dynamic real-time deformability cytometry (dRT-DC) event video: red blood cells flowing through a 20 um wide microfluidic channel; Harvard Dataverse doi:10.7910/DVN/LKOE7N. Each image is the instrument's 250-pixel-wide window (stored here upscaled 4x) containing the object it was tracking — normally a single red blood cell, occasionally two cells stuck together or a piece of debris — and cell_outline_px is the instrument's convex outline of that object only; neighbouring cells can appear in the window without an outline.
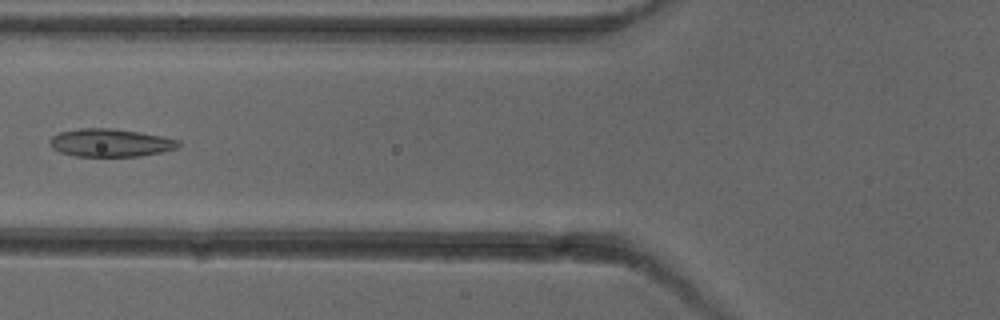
{"species": "common noctule bat (a hibernating species)", "species_latin": "Nyctalus noctula", "temperature_condition": "cold", "stored_images_in_passage": 6, "camera_frame_rate_fps": 3000, "um_per_image_px": 0.085, "animal": {"sex": "female"}, "frame": {"image": 1, "passage_image": 6, "time_ms": 6.0, "image_size_px": [1000, 320], "cell_outline_px": [[180, 144], [176, 148], [160, 152], [140, 156], [76, 156], [60, 152], [52, 148], [48, 144], [48, 140], [52, 136], [60, 132], [80, 128], [116, 128], [164, 136], [180, 140]], "centroid_in_image_um": [9.37, 12.12], "position_along_channel_um": 116.4, "area_um2": 21.1}}